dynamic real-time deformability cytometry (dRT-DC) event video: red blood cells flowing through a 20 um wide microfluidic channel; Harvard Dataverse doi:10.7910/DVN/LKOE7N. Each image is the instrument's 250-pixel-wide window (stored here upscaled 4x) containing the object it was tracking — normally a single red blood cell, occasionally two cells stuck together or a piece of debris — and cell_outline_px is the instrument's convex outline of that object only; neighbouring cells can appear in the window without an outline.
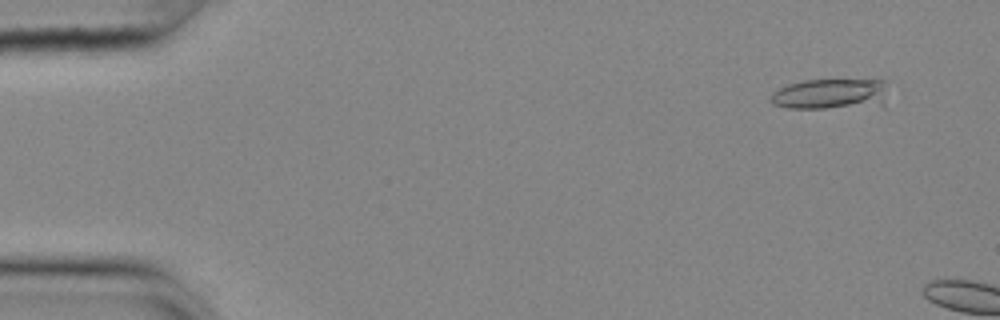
{"species": "common noctule bat (a hibernating species)", "species_latin": "Nyctalus noctula", "temperature_condition": "cold", "stored_images_in_passage": 8, "camera_frame_rate_fps": 3000, "um_per_image_px": 0.085, "animal": {"sex": "female", "body_mass_g": 25.1}, "frame": {"image": 1, "passage_image": 5, "time_ms": 1.333, "image_size_px": [1000, 320], "cell_outline_px": [[884, 108], [788, 108], [772, 104], [772, 92], [788, 84], [804, 80], [884, 80]], "centroid_in_image_um": [70.64, 8.03], "position_along_channel_um": 14.4, "area_um2": 21.27}}